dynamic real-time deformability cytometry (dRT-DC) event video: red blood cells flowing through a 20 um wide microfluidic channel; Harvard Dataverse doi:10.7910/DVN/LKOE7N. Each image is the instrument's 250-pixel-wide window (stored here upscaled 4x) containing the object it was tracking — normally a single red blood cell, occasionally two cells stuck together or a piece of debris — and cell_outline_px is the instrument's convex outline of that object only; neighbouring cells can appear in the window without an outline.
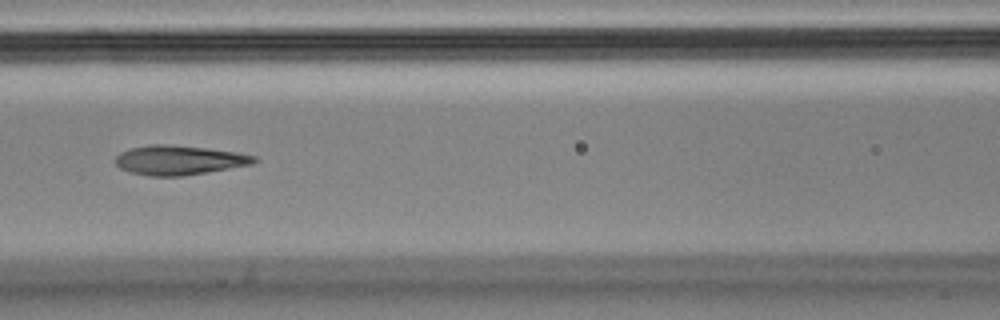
{"species": "Egyptian fruit bat (a non-hibernating species)", "species_latin": "Rousettus aegyptiacus", "temperature_condition": "cold", "stored_images_in_passage": 8, "camera_frame_rate_fps": 3000, "um_per_image_px": 0.085, "animal": {"sex": "male"}, "frame": {"image": 1, "passage_image": 4, "time_ms": 1.0, "image_size_px": [1000, 320], "cell_outline_px": [[260, 160], [252, 164], [180, 176], [148, 176], [132, 172], [120, 168], [116, 164], [116, 156], [120, 152], [132, 148], [148, 144], [164, 144], [208, 148], [240, 152], [256, 156]], "centroid_in_image_um": [15.24, 13.6], "position_along_channel_um": 151.4, "area_um2": 23.7}}
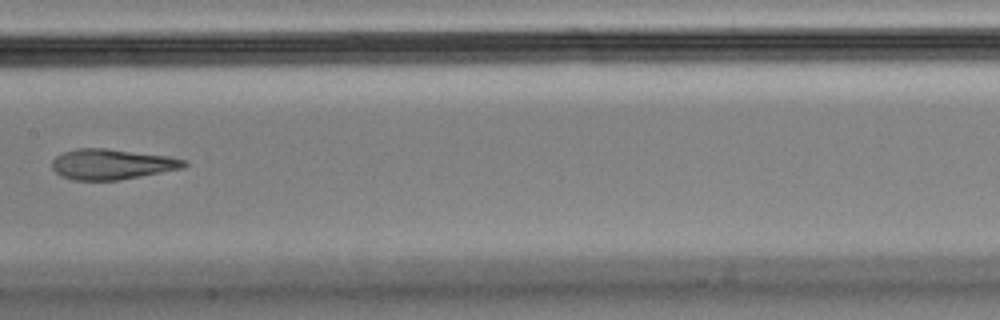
{"frame": {"image": 2, "passage_image": 5, "time_ms": 1.333, "image_size_px": [1000, 320], "cell_outline_px": [[188, 164], [184, 168], [116, 180], [72, 180], [60, 176], [52, 168], [52, 160], [56, 156], [64, 152], [76, 148], [104, 148], [168, 156], [188, 160]], "centroid_in_image_um": [9.49, 13.95], "position_along_channel_um": 197.9, "area_um2": 23.35}}
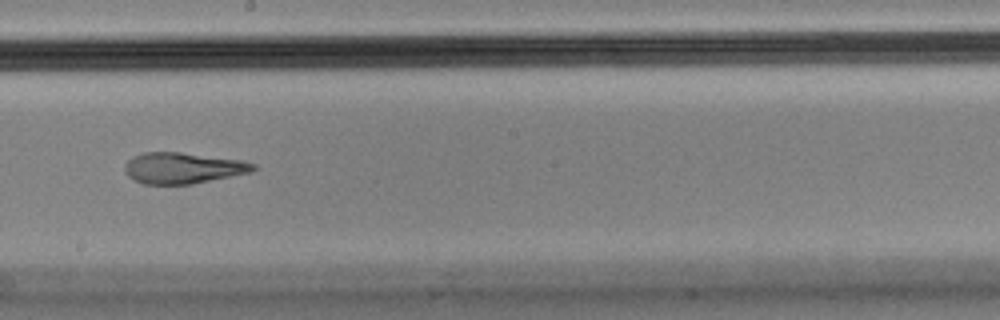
{"frame": {"image": 3, "passage_image": 6, "time_ms": 1.667, "image_size_px": [1000, 320], "cell_outline_px": [[256, 168], [252, 172], [192, 184], [144, 184], [128, 176], [124, 172], [124, 164], [132, 156], [144, 152], [180, 152], [244, 160], [256, 164]], "centroid_in_image_um": [15.55, 14.27], "position_along_channel_um": 232.6, "area_um2": 23.41}}